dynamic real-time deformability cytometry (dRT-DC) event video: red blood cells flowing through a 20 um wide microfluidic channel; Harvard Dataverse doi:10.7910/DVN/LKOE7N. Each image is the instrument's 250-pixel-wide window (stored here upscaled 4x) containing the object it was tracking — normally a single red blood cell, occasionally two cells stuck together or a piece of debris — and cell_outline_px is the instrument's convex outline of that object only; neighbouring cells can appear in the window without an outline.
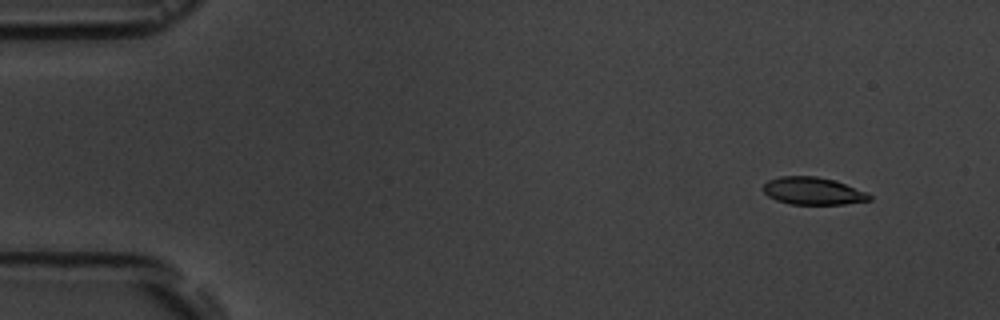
{"species": "common noctule bat (a hibernating species)", "species_latin": "Nyctalus noctula", "temperature_condition": "room temperature", "stored_images_in_passage": 6, "camera_frame_rate_fps": 3000, "um_per_image_px": 0.085, "animal": {"sex": "male", "body_mass_g": 19.5, "forearm_length_mm": 54.6}, "frame": {"image": 1, "passage_image": 1, "time_ms": 0.0, "image_size_px": [1000, 320], "cell_outline_px": [[872, 200], [844, 204], [788, 204], [776, 200], [768, 196], [764, 192], [764, 184], [768, 180], [780, 176], [816, 176], [836, 180], [868, 192], [872, 196]], "centroid_in_image_um": [69.14, 16.23], "position_along_channel_um": 15.9, "area_um2": 17.17}}
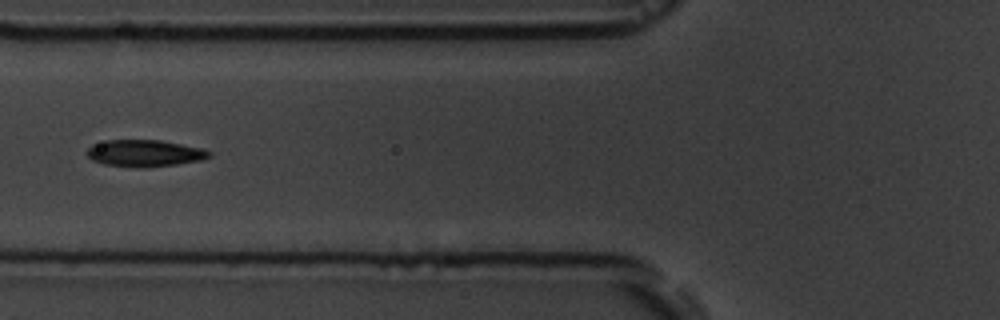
{"frame": {"image": 2, "passage_image": 5, "time_ms": 5.667, "image_size_px": [1000, 320], "cell_outline_px": [[212, 156], [200, 160], [176, 164], [148, 168], [136, 168], [104, 164], [92, 160], [88, 156], [88, 148], [92, 144], [108, 140], [160, 140], [200, 148], [212, 152]], "centroid_in_image_um": [12.29, 13.03], "position_along_channel_um": 113.5, "area_um2": 19.07}}
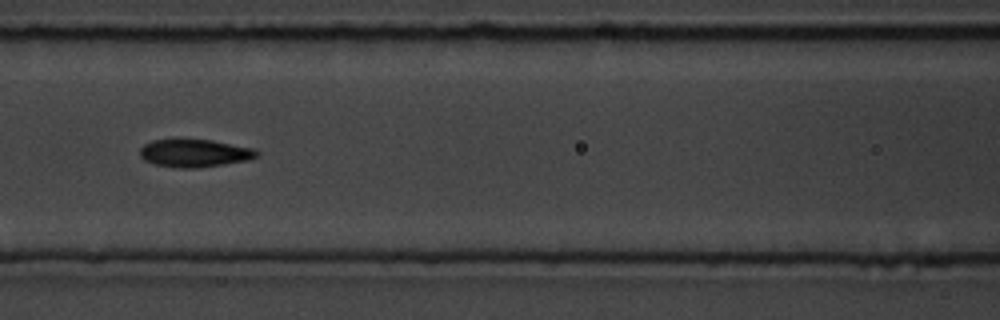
{"frame": {"image": 3, "passage_image": 6, "time_ms": 6.667, "image_size_px": [1000, 320], "cell_outline_px": [[260, 156], [248, 160], [224, 164], [196, 168], [176, 168], [156, 164], [144, 160], [140, 156], [140, 148], [144, 144], [152, 140], [172, 136], [180, 136], [212, 140], [252, 148], [260, 152]], "centroid_in_image_um": [16.49, 12.96], "position_along_channel_um": 150.1, "area_um2": 19.83}}